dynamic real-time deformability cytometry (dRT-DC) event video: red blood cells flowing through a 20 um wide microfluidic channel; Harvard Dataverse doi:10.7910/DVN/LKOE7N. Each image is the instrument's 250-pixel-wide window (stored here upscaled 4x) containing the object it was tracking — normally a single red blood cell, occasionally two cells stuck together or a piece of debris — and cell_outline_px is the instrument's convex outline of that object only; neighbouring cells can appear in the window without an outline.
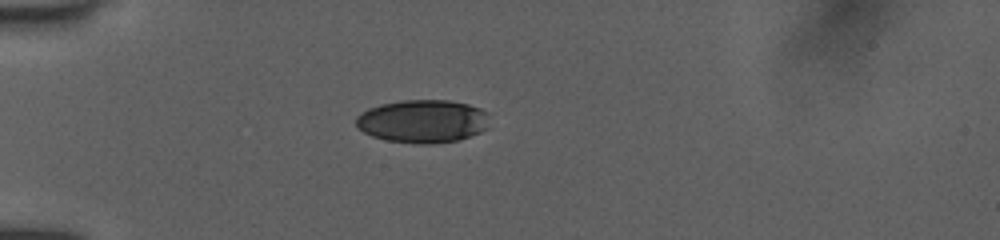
{"species": "human", "species_latin": "Homo sapiens", "temperature_condition": "room temperature", "stored_images_in_passage": 6, "camera_frame_rate_fps": 3000, "um_per_image_px": 0.085, "donor": {"sex": "female"}, "frame": {"image": 1, "passage_image": 1, "time_ms": 0.0, "image_size_px": [1000, 240], "cell_outline_px": [[488, 128], [480, 132], [456, 140], [428, 144], [424, 144], [388, 140], [372, 136], [364, 132], [356, 124], [356, 116], [368, 108], [380, 104], [400, 100], [448, 100], [468, 104], [480, 108], [488, 112]], "centroid_in_image_um": [35.94, 10.28], "position_along_channel_um": 49.1, "area_um2": 33.41}}
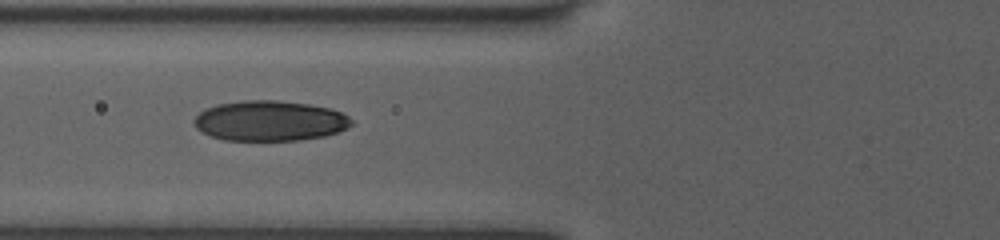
{"frame": {"image": 2, "passage_image": 5, "time_ms": 2.0, "image_size_px": [1000, 240], "cell_outline_px": [[352, 124], [348, 128], [340, 132], [324, 136], [300, 140], [224, 140], [212, 136], [196, 128], [192, 120], [200, 112], [216, 104], [244, 100], [276, 100], [308, 104], [328, 108], [340, 112], [348, 116], [352, 120]], "centroid_in_image_um": [22.94, 10.27], "position_along_channel_um": 102.9, "area_um2": 36.88}}